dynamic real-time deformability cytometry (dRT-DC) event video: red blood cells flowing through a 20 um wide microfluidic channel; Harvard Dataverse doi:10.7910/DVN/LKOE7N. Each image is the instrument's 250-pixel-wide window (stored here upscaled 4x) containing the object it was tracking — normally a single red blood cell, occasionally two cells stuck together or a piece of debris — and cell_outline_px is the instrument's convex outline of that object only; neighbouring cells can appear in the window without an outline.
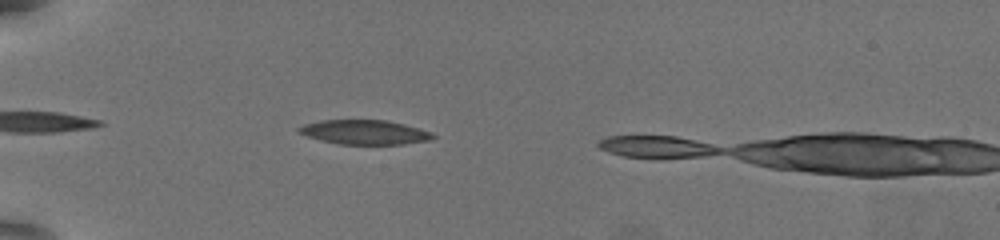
{"species": "common noctule bat (a hibernating species)", "species_latin": "Nyctalus noctula", "temperature_condition": "warm", "stored_images_in_passage": 41, "camera_frame_rate_fps": 3000, "um_per_image_px": 0.085, "animal": {"sex": "female", "body_mass_g": 19.5, "forearm_length_mm": 54.1}, "frame": {"image": 1, "passage_image": 7, "time_ms": 2.0, "image_size_px": [1000, 240], "cell_outline_px": [[436, 136], [428, 140], [400, 144], [340, 144], [320, 140], [296, 132], [296, 128], [304, 124], [320, 120], [384, 120], [404, 124], [432, 132]], "centroid_in_image_um": [30.94, 11.23], "position_along_channel_um": 54.1, "area_um2": 18.96}}
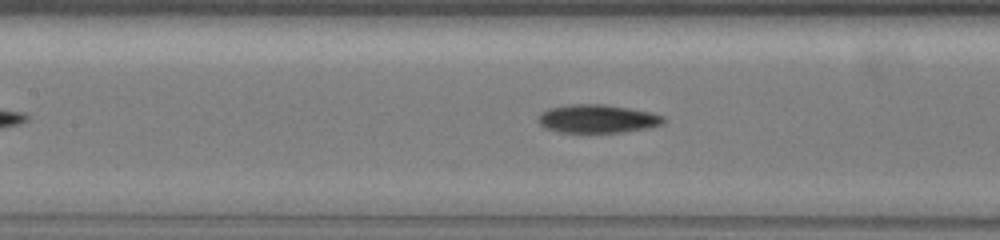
{"frame": {"image": 2, "passage_image": 17, "time_ms": 5.333, "image_size_px": [1000, 240], "cell_outline_px": [[664, 120], [660, 124], [648, 128], [624, 132], [556, 132], [544, 128], [536, 120], [540, 112], [548, 108], [572, 104], [604, 104], [628, 108], [648, 112], [664, 116]], "centroid_in_image_um": [50.7, 10.09], "position_along_channel_um": 156.7, "area_um2": 20.69}}
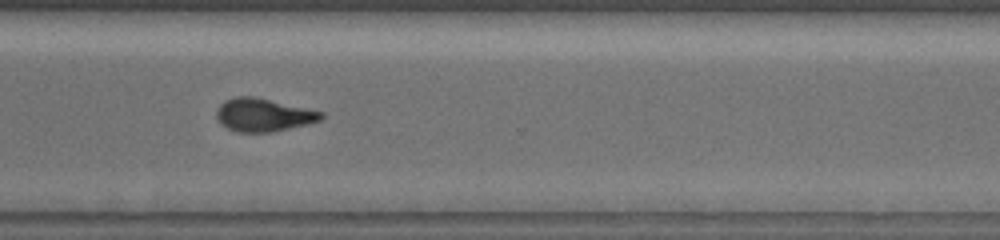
{"frame": {"image": 3, "passage_image": 32, "time_ms": 10.333, "image_size_px": [1000, 240], "cell_outline_px": [[324, 116], [320, 120], [288, 128], [268, 132], [240, 132], [228, 128], [220, 124], [216, 116], [216, 112], [220, 104], [224, 100], [236, 96], [256, 96], [324, 112]], "centroid_in_image_um": [22.35, 9.74], "position_along_channel_um": 348.2, "area_um2": 20.06}, "authors_computed_cell_mechanics": {"area_um2": 19.8254, "velocity_mm_per_s": 3.8381, "shape_relaxation_time_tau1_ms": 9.6674, "shape_relaxation_time_tau2_ms": 4.2651, "deformation_change_tau1": 0.286, "deformation_change_tau2": 0.1254}}